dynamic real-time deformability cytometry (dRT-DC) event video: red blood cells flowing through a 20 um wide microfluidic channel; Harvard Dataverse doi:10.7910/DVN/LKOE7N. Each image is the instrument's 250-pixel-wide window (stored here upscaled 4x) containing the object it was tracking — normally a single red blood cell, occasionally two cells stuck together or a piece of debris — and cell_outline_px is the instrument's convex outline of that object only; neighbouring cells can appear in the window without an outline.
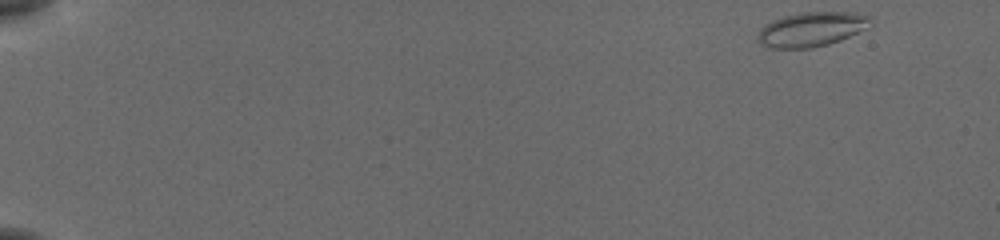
{"species": "common noctule bat (a hibernating species)", "species_latin": "Nyctalus noctula", "temperature_condition": "cold", "stored_images_in_passage": 52, "camera_frame_rate_fps": 3000, "um_per_image_px": 0.085, "animal": {"sex": "female", "body_mass_g": 19.5, "forearm_length_mm": 54.1}, "frame": {"image": 1, "passage_image": 1, "time_ms": 0.0, "image_size_px": [1000, 240], "cell_outline_px": [[872, 16], [868, 28], [840, 40], [828, 44], [812, 48], [768, 48], [760, 44], [756, 40], [756, 36], [760, 28], [764, 24], [772, 20], [784, 16], [800, 12], [856, 12]], "centroid_in_image_um": [68.95, 2.48], "position_along_channel_um": 16.1, "area_um2": 23.0}}
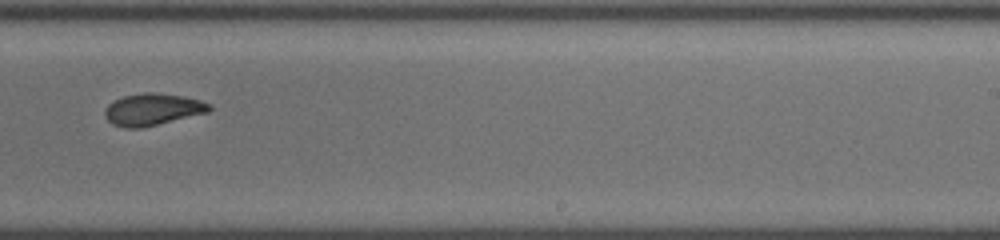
{"frame": {"image": 2, "passage_image": 34, "time_ms": 11.0, "image_size_px": [1000, 240], "cell_outline_px": [[212, 108], [208, 112], [140, 128], [124, 128], [112, 124], [104, 116], [104, 108], [112, 100], [124, 96], [144, 92], [156, 92], [184, 96], [200, 100], [212, 104]], "centroid_in_image_um": [12.94, 9.29], "position_along_channel_um": 276.1, "area_um2": 19.54}}
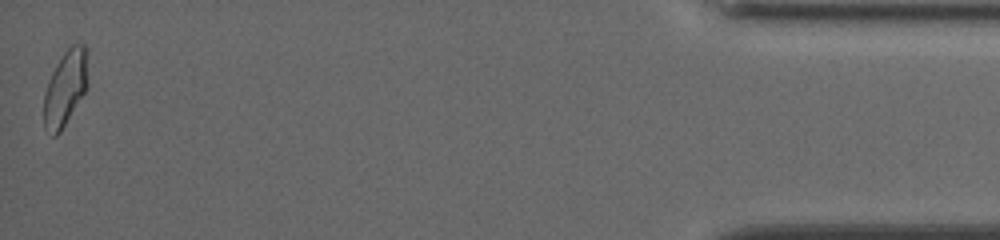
{"frame": {"image": 3, "passage_image": 52, "time_ms": 17.0, "image_size_px": [1000, 240], "cell_outline_px": [[88, 84], [84, 92], [60, 132], [56, 136], [52, 136], [44, 128], [44, 92], [48, 80], [56, 64], [64, 52], [72, 44], [84, 44], [88, 48]], "centroid_in_image_um": [5.57, 7.44], "position_along_channel_um": 429.6, "area_um2": 19.48}, "authors_computed_cell_mechanics": {"area_um2": 19.7098, "velocity_mm_per_s": 3.818, "shape_relaxation_time_tau1_ms": null, "shape_relaxation_time_tau2_ms": 2.7535, "deformation_change_tau1": null, "deformation_change_tau2": 0.0616}}